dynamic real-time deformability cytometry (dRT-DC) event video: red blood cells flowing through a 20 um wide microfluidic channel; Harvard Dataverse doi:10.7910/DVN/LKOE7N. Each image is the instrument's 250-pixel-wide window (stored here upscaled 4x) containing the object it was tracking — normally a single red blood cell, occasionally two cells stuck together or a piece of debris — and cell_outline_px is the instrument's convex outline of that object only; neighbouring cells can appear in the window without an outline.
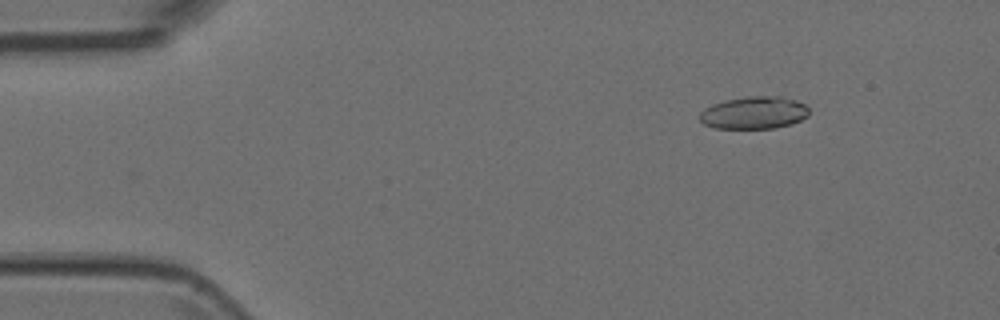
{"species": "Egyptian fruit bat (a non-hibernating species)", "species_latin": "Rousettus aegyptiacus", "temperature_condition": "room temperature", "stored_images_in_passage": 5, "camera_frame_rate_fps": 3000, "um_per_image_px": 0.085, "animal": {"sex": "female"}, "frame": {"image": 1, "passage_image": 2, "time_ms": 0.333, "image_size_px": [1000, 320], "cell_outline_px": [[808, 116], [792, 124], [772, 128], [712, 128], [704, 124], [700, 120], [700, 112], [704, 108], [712, 104], [724, 100], [748, 96], [780, 96], [804, 104], [808, 108]], "centroid_in_image_um": [64.06, 9.58], "position_along_channel_um": 20.9, "area_um2": 20.63}}